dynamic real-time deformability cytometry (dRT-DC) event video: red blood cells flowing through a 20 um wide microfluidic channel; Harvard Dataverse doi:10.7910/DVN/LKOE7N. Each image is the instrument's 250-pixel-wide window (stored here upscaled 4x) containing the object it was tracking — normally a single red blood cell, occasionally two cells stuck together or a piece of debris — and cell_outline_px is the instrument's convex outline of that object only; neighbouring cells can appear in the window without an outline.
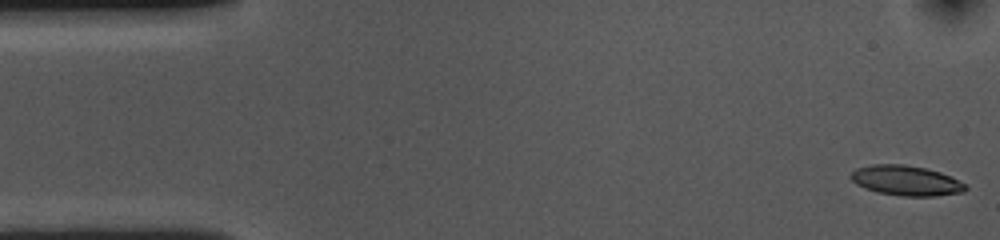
{"species": "common noctule bat (a hibernating species)", "species_latin": "Nyctalus noctula", "temperature_condition": "cold", "stored_images_in_passage": 54, "camera_frame_rate_fps": 3000, "um_per_image_px": 0.085, "animal": {"sex": "female", "body_mass_g": 10.0, "forearm_length_mm": 53.1}, "frame": {"image": 1, "passage_image": 1, "time_ms": 0.0, "image_size_px": [1000, 240], "cell_outline_px": [[968, 188], [964, 192], [936, 196], [900, 196], [876, 192], [864, 188], [856, 184], [848, 176], [856, 168], [872, 164], [904, 164], [924, 168], [940, 172], [968, 184]], "centroid_in_image_um": [77.01, 15.35], "position_along_channel_um": 8.0, "area_um2": 20.29}}
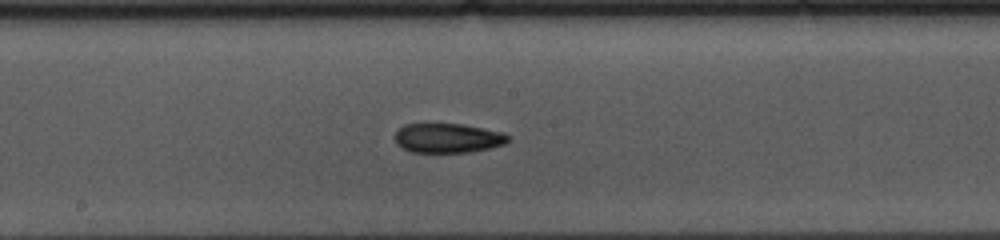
{"frame": {"image": 2, "passage_image": 27, "time_ms": 8.667, "image_size_px": [1000, 240], "cell_outline_px": [[512, 140], [504, 144], [472, 152], [412, 152], [396, 144], [396, 132], [404, 124], [464, 124], [500, 132], [508, 136]], "centroid_in_image_um": [38.07, 11.74], "position_along_channel_um": 210.1, "area_um2": 19.25}}
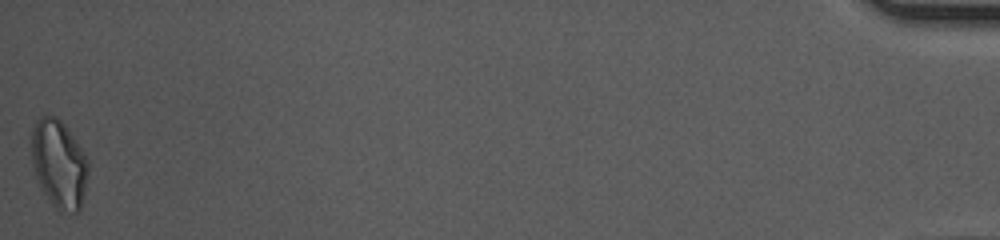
{"frame": {"image": 3, "passage_image": 54, "time_ms": 17.667, "image_size_px": [1000, 240], "cell_outline_px": [[88, 176], [80, 208], [76, 212], [60, 212], [52, 204], [44, 192], [36, 176], [32, 164], [32, 128], [36, 120], [40, 116], [56, 116], [64, 124], [76, 140], [88, 160]], "centroid_in_image_um": [5.02, 13.92], "position_along_channel_um": 430.2, "area_um2": 28.9}, "authors_computed_cell_mechanics": {"area_um2": 20.23, "velocity_mm_per_s": 3.6, "shape_relaxation_time_tau1_ms": 4.4261, "shape_relaxation_time_tau2_ms": 4.7124, "deformation_change_tau1": 0.1501, "deformation_change_tau2": 0.1213}}